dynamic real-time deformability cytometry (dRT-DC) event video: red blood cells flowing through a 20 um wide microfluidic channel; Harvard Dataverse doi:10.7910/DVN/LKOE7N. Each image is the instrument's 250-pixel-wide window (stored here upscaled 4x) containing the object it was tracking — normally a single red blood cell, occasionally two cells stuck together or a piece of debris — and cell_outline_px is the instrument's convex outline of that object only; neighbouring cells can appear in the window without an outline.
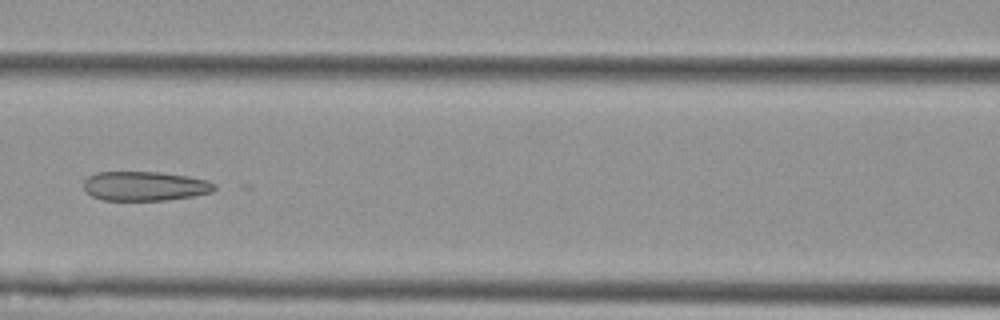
{"species": "Egyptian fruit bat (a non-hibernating species)", "species_latin": "Rousettus aegyptiacus", "temperature_condition": "cold", "stored_images_in_passage": 7, "camera_frame_rate_fps": 3000, "um_per_image_px": 0.085, "animal": {"sex": "female"}, "frame": {"image": 1, "passage_image": 7, "time_ms": 8.0, "image_size_px": [1000, 320], "cell_outline_px": [[216, 188], [212, 192], [192, 196], [164, 200], [104, 200], [92, 196], [84, 188], [84, 180], [88, 176], [96, 172], [160, 172], [188, 176], [208, 180], [216, 184]], "centroid_in_image_um": [12.33, 15.81], "position_along_channel_um": 154.3, "area_um2": 22.37}}